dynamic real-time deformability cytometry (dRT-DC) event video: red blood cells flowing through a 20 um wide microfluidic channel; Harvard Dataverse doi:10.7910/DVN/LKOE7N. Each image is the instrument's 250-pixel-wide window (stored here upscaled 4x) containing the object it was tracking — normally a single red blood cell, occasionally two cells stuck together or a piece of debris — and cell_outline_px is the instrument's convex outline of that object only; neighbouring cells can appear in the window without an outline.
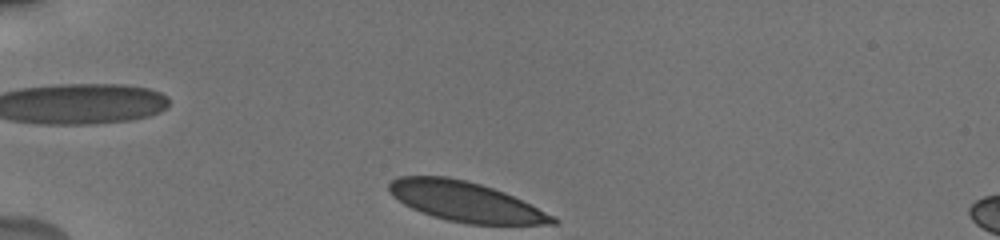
{"species": "human", "species_latin": "Homo sapiens", "temperature_condition": "cold", "stored_images_in_passage": 27, "camera_frame_rate_fps": 3000, "um_per_image_px": 0.085, "donor": {"sex": "male"}, "frame": {"image": 1, "passage_image": 1, "time_ms": 0.0, "image_size_px": [1000, 240], "cell_outline_px": [[560, 220], [556, 224], [468, 224], [448, 220], [432, 216], [412, 208], [404, 204], [392, 196], [388, 192], [388, 184], [392, 180], [400, 176], [448, 176], [480, 184], [504, 192], [556, 216]], "centroid_in_image_um": [39.56, 17.14], "position_along_channel_um": 45.4, "area_um2": 37.86}}
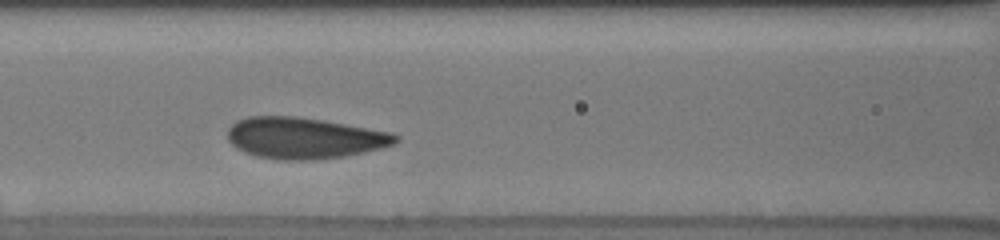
{"frame": {"image": 2, "passage_image": 9, "time_ms": 3.667, "image_size_px": [1000, 240], "cell_outline_px": [[400, 140], [396, 144], [364, 152], [344, 156], [312, 160], [276, 160], [256, 156], [244, 152], [236, 148], [228, 140], [228, 128], [236, 120], [248, 116], [296, 116], [324, 120], [392, 132], [400, 136]], "centroid_in_image_um": [25.87, 11.73], "position_along_channel_um": 140.7, "area_um2": 40.75}}
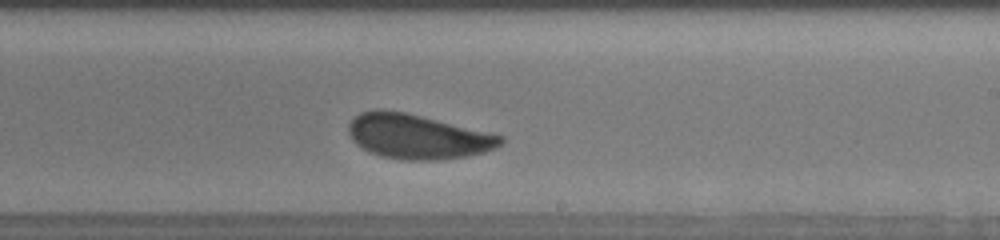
{"frame": {"image": 3, "passage_image": 15, "time_ms": 6.667, "image_size_px": [1000, 240], "cell_outline_px": [[504, 140], [496, 148], [484, 152], [464, 156], [440, 160], [400, 160], [380, 156], [356, 144], [348, 132], [348, 124], [360, 112], [376, 108], [380, 108], [404, 112], [504, 136]], "centroid_in_image_um": [35.46, 11.6], "position_along_channel_um": 253.5, "area_um2": 39.3}, "authors_computed_cell_mechanics": {"area_um2": 39.593, "velocity_mm_per_s": 3.7692, "shape_relaxation_time_tau1_ms": 3.8921, "shape_relaxation_time_tau2_ms": null, "deformation_change_tau1": 0.1104, "deformation_change_tau2": null}}